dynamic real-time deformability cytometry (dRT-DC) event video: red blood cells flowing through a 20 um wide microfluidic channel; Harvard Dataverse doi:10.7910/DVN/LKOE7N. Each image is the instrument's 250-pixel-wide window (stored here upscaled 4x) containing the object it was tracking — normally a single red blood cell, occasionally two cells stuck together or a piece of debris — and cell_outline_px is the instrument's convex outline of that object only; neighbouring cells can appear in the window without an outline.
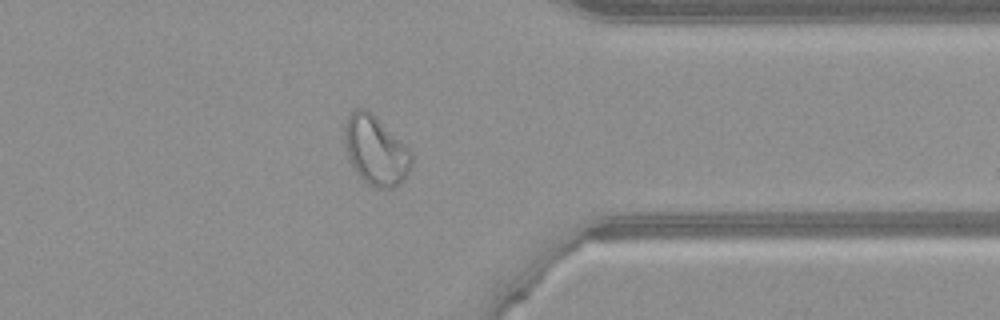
{"species": "common noctule bat (a hibernating species)", "species_latin": "Nyctalus noctula", "temperature_condition": "warm", "stored_images_in_passage": 38, "camera_frame_rate_fps": 3000, "um_per_image_px": 0.085, "animal": {"sex": "female", "body_mass_g": 21.9}, "frame": {"image": 1, "passage_image": 27, "time_ms": 8.667, "image_size_px": [1000, 320], "cell_outline_px": [[412, 164], [404, 180], [400, 184], [392, 188], [372, 188], [352, 168], [348, 160], [344, 144], [344, 128], [348, 116], [356, 108], [364, 108], [372, 112], [412, 152]], "centroid_in_image_um": [31.91, 12.8], "position_along_channel_um": 379.5, "area_um2": 27.22}}